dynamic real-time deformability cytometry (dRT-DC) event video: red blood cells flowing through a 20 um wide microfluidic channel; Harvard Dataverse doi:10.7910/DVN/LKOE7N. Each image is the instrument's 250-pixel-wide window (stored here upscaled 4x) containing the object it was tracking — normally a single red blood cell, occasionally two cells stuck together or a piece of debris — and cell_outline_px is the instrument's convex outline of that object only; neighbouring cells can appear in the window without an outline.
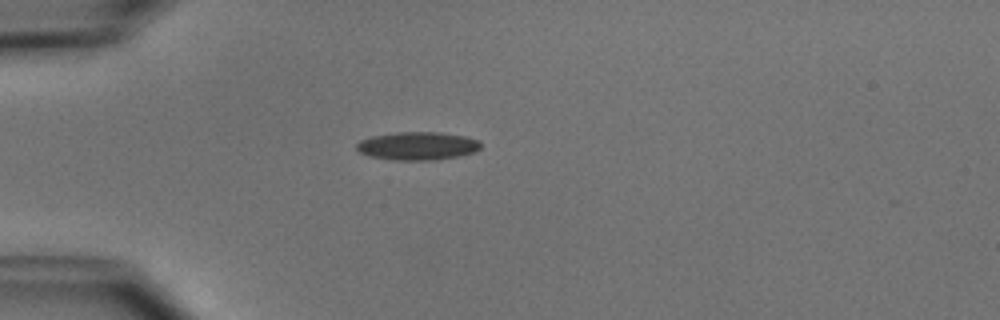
{"species": "common noctule bat (a hibernating species)", "species_latin": "Nyctalus noctula", "temperature_condition": "cold", "stored_images_in_passage": 4, "camera_frame_rate_fps": 3000, "um_per_image_px": 0.085, "animal": {"sex": "male", "body_mass_g": 15.6}, "frame": {"image": 1, "passage_image": 4, "time_ms": 3.333, "image_size_px": [1000, 320], "cell_outline_px": [[480, 148], [476, 152], [460, 156], [432, 160], [392, 160], [368, 156], [360, 152], [356, 148], [356, 144], [360, 140], [372, 136], [400, 132], [440, 132], [464, 136], [480, 140]], "centroid_in_image_um": [35.5, 12.41], "position_along_channel_um": 49.5, "area_um2": 20.46}}